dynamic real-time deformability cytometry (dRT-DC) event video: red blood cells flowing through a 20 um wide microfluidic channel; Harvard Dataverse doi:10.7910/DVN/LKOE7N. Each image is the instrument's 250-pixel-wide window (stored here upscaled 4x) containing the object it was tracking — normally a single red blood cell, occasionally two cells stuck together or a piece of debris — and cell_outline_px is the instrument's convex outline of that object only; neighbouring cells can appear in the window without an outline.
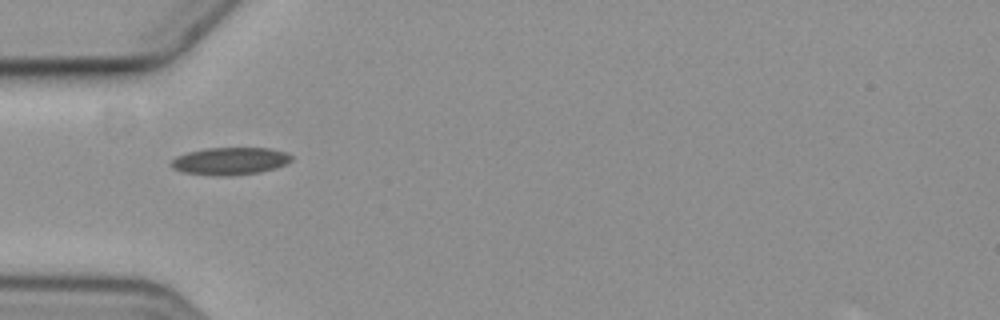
{"species": "common noctule bat (a hibernating species)", "species_latin": "Nyctalus noctula", "temperature_condition": "cold", "stored_images_in_passage": 4, "camera_frame_rate_fps": 3000, "um_per_image_px": 0.085, "animal": {"sex": "female", "body_mass_g": 19.3, "forearm_length_mm": 54.1}, "frame": {"image": 1, "passage_image": 1, "time_ms": 0.0, "image_size_px": [1000, 320], "cell_outline_px": [[292, 160], [288, 164], [276, 168], [260, 172], [228, 176], [224, 176], [184, 172], [172, 168], [168, 164], [176, 156], [188, 152], [204, 148], [268, 148], [284, 152], [292, 156]], "centroid_in_image_um": [19.55, 13.69], "position_along_channel_um": 65.4, "area_um2": 19.25}}
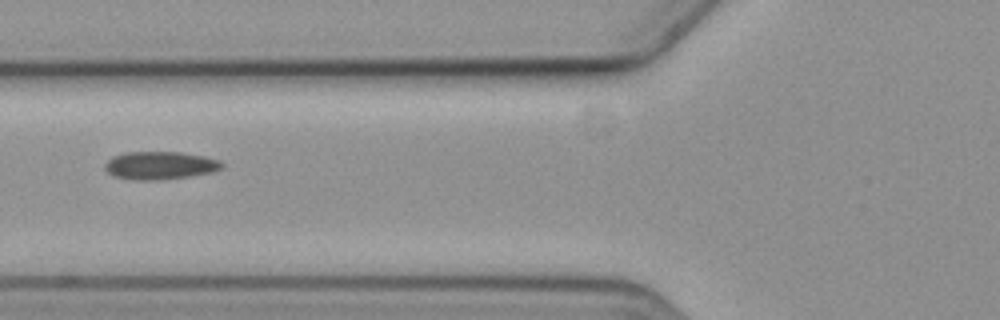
{"frame": {"image": 2, "passage_image": 2, "time_ms": 1.333, "image_size_px": [1000, 320], "cell_outline_px": [[224, 168], [212, 172], [188, 176], [160, 180], [140, 180], [116, 176], [108, 172], [104, 168], [104, 164], [112, 156], [124, 152], [180, 152], [204, 156], [220, 160], [224, 164]], "centroid_in_image_um": [13.63, 14.05], "position_along_channel_um": 112.2, "area_um2": 19.02}}
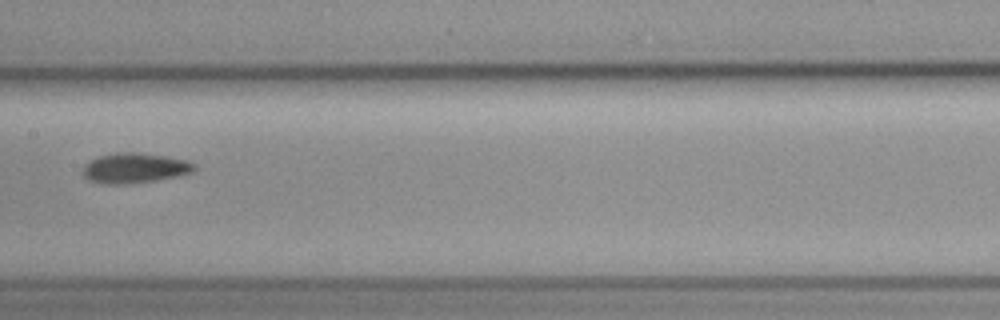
{"frame": {"image": 3, "passage_image": 4, "time_ms": 3.667, "image_size_px": [1000, 320], "cell_outline_px": [[196, 168], [192, 172], [176, 176], [128, 184], [104, 184], [88, 180], [80, 172], [84, 164], [96, 156], [116, 152], [140, 152], [188, 160], [196, 164]], "centroid_in_image_um": [11.39, 14.27], "position_along_channel_um": 196.0, "area_um2": 19.77}}